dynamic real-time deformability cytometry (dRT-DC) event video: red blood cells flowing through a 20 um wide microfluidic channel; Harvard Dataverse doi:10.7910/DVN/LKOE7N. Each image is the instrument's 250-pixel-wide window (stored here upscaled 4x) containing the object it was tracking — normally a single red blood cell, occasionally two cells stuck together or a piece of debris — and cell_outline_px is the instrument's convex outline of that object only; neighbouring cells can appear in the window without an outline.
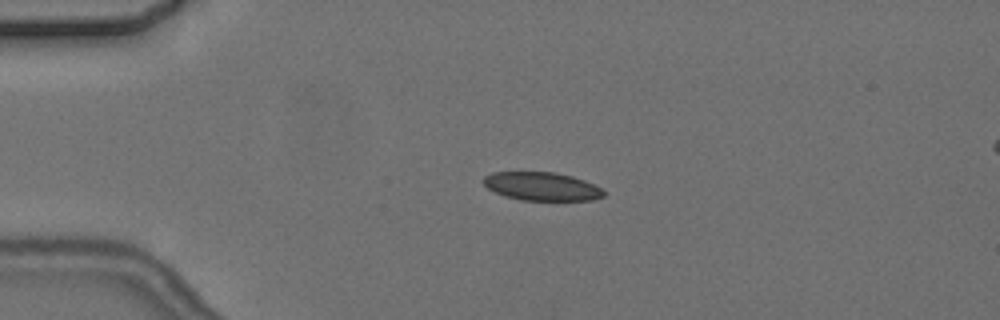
{"species": "common noctule bat (a hibernating species)", "species_latin": "Nyctalus noctula", "temperature_condition": "cold", "stored_images_in_passage": 3, "camera_frame_rate_fps": 3000, "um_per_image_px": 0.085, "animal": {"sex": "female", "body_mass_g": 24.6, "forearm_length_mm": 56.2}, "frame": {"image": 1, "passage_image": 1, "time_ms": 0.0, "image_size_px": [1000, 320], "cell_outline_px": [[604, 196], [592, 200], [520, 200], [504, 196], [488, 188], [484, 184], [484, 176], [492, 172], [552, 172], [572, 176], [584, 180], [600, 188], [604, 192]], "centroid_in_image_um": [46.03, 15.84], "position_along_channel_um": 39.0, "area_um2": 19.71}}